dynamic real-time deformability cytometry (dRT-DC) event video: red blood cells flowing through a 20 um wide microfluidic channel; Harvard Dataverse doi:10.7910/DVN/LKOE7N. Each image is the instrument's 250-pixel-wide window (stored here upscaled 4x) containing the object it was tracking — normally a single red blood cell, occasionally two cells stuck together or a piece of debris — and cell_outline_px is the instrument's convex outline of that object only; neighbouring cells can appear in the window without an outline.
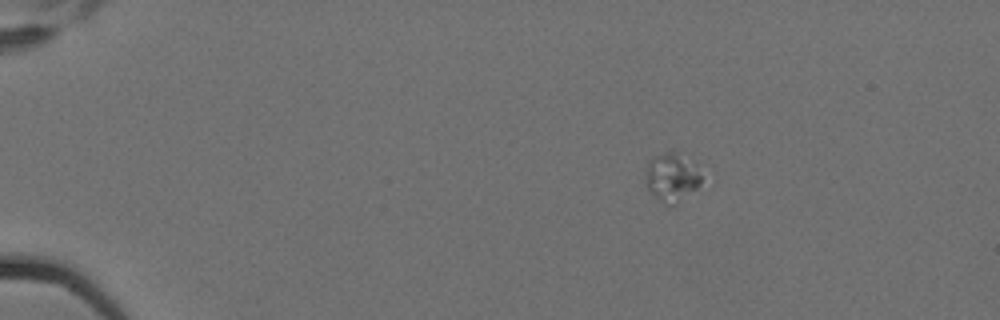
{"species": "Egyptian fruit bat (a non-hibernating species)", "species_latin": "Rousettus aegyptiacus", "temperature_condition": "cold", "stored_images_in_passage": 4, "camera_frame_rate_fps": 3000, "um_per_image_px": 0.085, "animal": {"sex": "female"}, "frame": {"image": 1, "passage_image": 1, "time_ms": 0.0, "image_size_px": [1000, 320], "cell_outline_px": [[700, 184], [696, 188], [676, 204], [664, 204], [644, 184], [644, 180], [648, 164], [656, 156], [664, 152], [676, 152], [696, 164], [700, 176]], "centroid_in_image_um": [57.09, 15.07], "position_along_channel_um": 27.9, "area_um2": 15.37}}
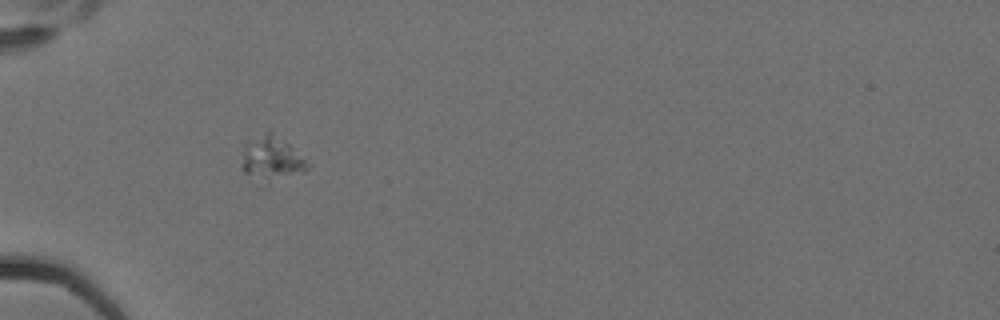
{"frame": {"image": 2, "passage_image": 3, "time_ms": 0.667, "image_size_px": [1000, 320], "cell_outline_px": [[308, 168], [304, 172], [264, 188], [244, 172], [240, 168], [244, 148], [248, 144], [268, 128], [288, 144], [304, 160]], "centroid_in_image_um": [23.04, 13.6], "position_along_channel_um": 62.0, "area_um2": 17.46}}